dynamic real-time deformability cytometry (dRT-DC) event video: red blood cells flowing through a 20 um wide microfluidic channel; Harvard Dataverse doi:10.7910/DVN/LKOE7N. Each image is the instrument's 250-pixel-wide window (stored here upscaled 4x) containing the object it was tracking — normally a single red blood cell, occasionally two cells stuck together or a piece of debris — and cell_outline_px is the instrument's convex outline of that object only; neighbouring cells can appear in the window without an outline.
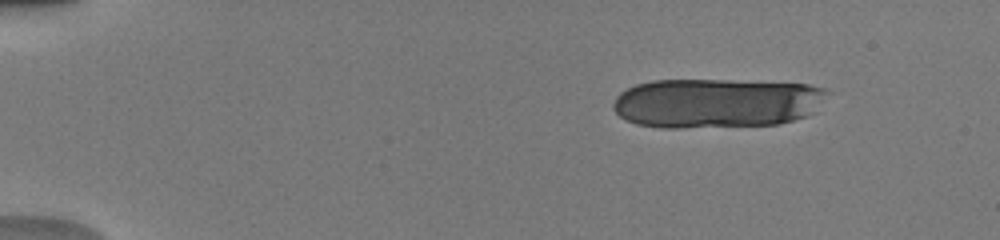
{"species": "human", "species_latin": "Homo sapiens", "temperature_condition": "warm", "stored_images_in_passage": 13, "camera_frame_rate_fps": 3000, "um_per_image_px": 0.085, "donor": {"sex": "male"}, "frame": {"image": 1, "passage_image": 2, "time_ms": 0.333, "image_size_px": [1000, 240], "cell_outline_px": [[832, 92], [808, 116], [780, 124], [680, 128], [660, 128], [636, 124], [620, 116], [612, 108], [612, 104], [616, 96], [620, 92], [636, 84], [652, 80], [728, 80], [808, 84], [824, 88]], "centroid_in_image_um": [60.9, 8.76], "position_along_channel_um": 24.1, "area_um2": 62.31}}